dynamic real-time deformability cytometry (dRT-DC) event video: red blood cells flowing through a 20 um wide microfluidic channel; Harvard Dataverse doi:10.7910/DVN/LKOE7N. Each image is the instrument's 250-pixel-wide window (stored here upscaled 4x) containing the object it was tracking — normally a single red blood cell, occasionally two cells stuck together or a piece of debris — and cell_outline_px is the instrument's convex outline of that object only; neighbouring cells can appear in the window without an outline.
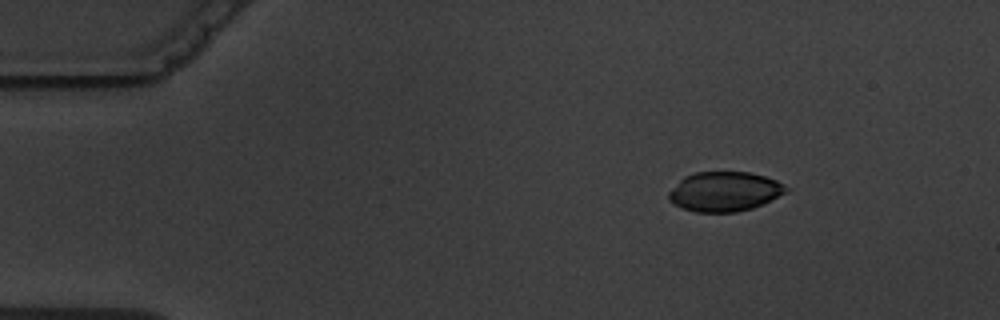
{"species": "common noctule bat (a hibernating species)", "species_latin": "Nyctalus noctula", "temperature_condition": "warm", "stored_images_in_passage": 3, "camera_frame_rate_fps": 3000, "um_per_image_px": 0.085, "animal": {"sex": "male", "body_mass_g": 19.5, "forearm_length_mm": 54.6}, "frame": {"image": 1, "passage_image": 1, "time_ms": 0.0, "image_size_px": [1000, 320], "cell_outline_px": [[788, 192], [752, 208], [736, 212], [696, 212], [684, 208], [668, 200], [668, 192], [684, 176], [696, 172], [748, 172], [764, 176], [776, 180], [784, 184], [788, 188]], "centroid_in_image_um": [61.59, 16.27], "position_along_channel_um": 23.4, "area_um2": 26.93}}